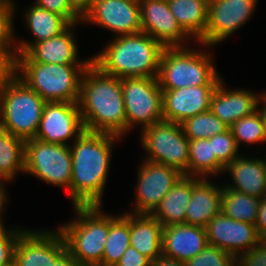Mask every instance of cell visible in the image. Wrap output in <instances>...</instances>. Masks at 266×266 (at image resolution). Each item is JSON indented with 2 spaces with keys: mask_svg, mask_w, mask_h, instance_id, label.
<instances>
[{
  "mask_svg": "<svg viewBox=\"0 0 266 266\" xmlns=\"http://www.w3.org/2000/svg\"><path fill=\"white\" fill-rule=\"evenodd\" d=\"M94 0H72L76 7L83 12Z\"/></svg>",
  "mask_w": 266,
  "mask_h": 266,
  "instance_id": "7dc6e473",
  "label": "cell"
},
{
  "mask_svg": "<svg viewBox=\"0 0 266 266\" xmlns=\"http://www.w3.org/2000/svg\"><path fill=\"white\" fill-rule=\"evenodd\" d=\"M139 5L142 32L164 48L183 47L182 41L191 38L178 24L167 0H143Z\"/></svg>",
  "mask_w": 266,
  "mask_h": 266,
  "instance_id": "e0dca14e",
  "label": "cell"
},
{
  "mask_svg": "<svg viewBox=\"0 0 266 266\" xmlns=\"http://www.w3.org/2000/svg\"><path fill=\"white\" fill-rule=\"evenodd\" d=\"M6 193H5V187L4 184L0 183V225L3 223L2 222V211H4V204L6 203Z\"/></svg>",
  "mask_w": 266,
  "mask_h": 266,
  "instance_id": "bcb514c9",
  "label": "cell"
},
{
  "mask_svg": "<svg viewBox=\"0 0 266 266\" xmlns=\"http://www.w3.org/2000/svg\"><path fill=\"white\" fill-rule=\"evenodd\" d=\"M45 103L16 77L0 92V126L24 141L34 139Z\"/></svg>",
  "mask_w": 266,
  "mask_h": 266,
  "instance_id": "52a82bcc",
  "label": "cell"
},
{
  "mask_svg": "<svg viewBox=\"0 0 266 266\" xmlns=\"http://www.w3.org/2000/svg\"><path fill=\"white\" fill-rule=\"evenodd\" d=\"M121 84L127 132L134 125H142L144 129L164 120L162 89L157 77L123 78Z\"/></svg>",
  "mask_w": 266,
  "mask_h": 266,
  "instance_id": "30bf717a",
  "label": "cell"
},
{
  "mask_svg": "<svg viewBox=\"0 0 266 266\" xmlns=\"http://www.w3.org/2000/svg\"><path fill=\"white\" fill-rule=\"evenodd\" d=\"M258 0H209L207 26L198 41L207 47L220 43L242 27Z\"/></svg>",
  "mask_w": 266,
  "mask_h": 266,
  "instance_id": "8fae6325",
  "label": "cell"
},
{
  "mask_svg": "<svg viewBox=\"0 0 266 266\" xmlns=\"http://www.w3.org/2000/svg\"><path fill=\"white\" fill-rule=\"evenodd\" d=\"M17 75L18 52L15 46H0V92L8 86Z\"/></svg>",
  "mask_w": 266,
  "mask_h": 266,
  "instance_id": "d590c367",
  "label": "cell"
},
{
  "mask_svg": "<svg viewBox=\"0 0 266 266\" xmlns=\"http://www.w3.org/2000/svg\"><path fill=\"white\" fill-rule=\"evenodd\" d=\"M22 231L17 227L7 230L3 223L0 225V266L13 261L15 245Z\"/></svg>",
  "mask_w": 266,
  "mask_h": 266,
  "instance_id": "f35d334b",
  "label": "cell"
},
{
  "mask_svg": "<svg viewBox=\"0 0 266 266\" xmlns=\"http://www.w3.org/2000/svg\"><path fill=\"white\" fill-rule=\"evenodd\" d=\"M85 131L78 102H46L35 138L43 142L67 145Z\"/></svg>",
  "mask_w": 266,
  "mask_h": 266,
  "instance_id": "4fadbf2b",
  "label": "cell"
},
{
  "mask_svg": "<svg viewBox=\"0 0 266 266\" xmlns=\"http://www.w3.org/2000/svg\"><path fill=\"white\" fill-rule=\"evenodd\" d=\"M205 231L208 244L228 252L235 259L261 241L255 225L231 219L222 211L210 220Z\"/></svg>",
  "mask_w": 266,
  "mask_h": 266,
  "instance_id": "2e32d148",
  "label": "cell"
},
{
  "mask_svg": "<svg viewBox=\"0 0 266 266\" xmlns=\"http://www.w3.org/2000/svg\"><path fill=\"white\" fill-rule=\"evenodd\" d=\"M217 85L210 99V111L228 127L239 119L253 114L259 104L260 95L246 90H226L225 84Z\"/></svg>",
  "mask_w": 266,
  "mask_h": 266,
  "instance_id": "ffe728a7",
  "label": "cell"
},
{
  "mask_svg": "<svg viewBox=\"0 0 266 266\" xmlns=\"http://www.w3.org/2000/svg\"><path fill=\"white\" fill-rule=\"evenodd\" d=\"M130 246V213L110 216L109 234L104 247L102 266H115Z\"/></svg>",
  "mask_w": 266,
  "mask_h": 266,
  "instance_id": "f1b7e54d",
  "label": "cell"
},
{
  "mask_svg": "<svg viewBox=\"0 0 266 266\" xmlns=\"http://www.w3.org/2000/svg\"><path fill=\"white\" fill-rule=\"evenodd\" d=\"M151 266H186L184 262L161 254L151 261Z\"/></svg>",
  "mask_w": 266,
  "mask_h": 266,
  "instance_id": "ee69618b",
  "label": "cell"
},
{
  "mask_svg": "<svg viewBox=\"0 0 266 266\" xmlns=\"http://www.w3.org/2000/svg\"><path fill=\"white\" fill-rule=\"evenodd\" d=\"M207 178L193 177V189L186 208L185 223L205 227L221 212L222 190Z\"/></svg>",
  "mask_w": 266,
  "mask_h": 266,
  "instance_id": "7402d4cb",
  "label": "cell"
},
{
  "mask_svg": "<svg viewBox=\"0 0 266 266\" xmlns=\"http://www.w3.org/2000/svg\"><path fill=\"white\" fill-rule=\"evenodd\" d=\"M51 266H84L66 250Z\"/></svg>",
  "mask_w": 266,
  "mask_h": 266,
  "instance_id": "7bdbcfd3",
  "label": "cell"
},
{
  "mask_svg": "<svg viewBox=\"0 0 266 266\" xmlns=\"http://www.w3.org/2000/svg\"><path fill=\"white\" fill-rule=\"evenodd\" d=\"M83 22L114 31L116 36L142 32L140 5L131 0H94L82 12Z\"/></svg>",
  "mask_w": 266,
  "mask_h": 266,
  "instance_id": "7c38bea8",
  "label": "cell"
},
{
  "mask_svg": "<svg viewBox=\"0 0 266 266\" xmlns=\"http://www.w3.org/2000/svg\"><path fill=\"white\" fill-rule=\"evenodd\" d=\"M115 266H151V261L129 246Z\"/></svg>",
  "mask_w": 266,
  "mask_h": 266,
  "instance_id": "60d3db41",
  "label": "cell"
},
{
  "mask_svg": "<svg viewBox=\"0 0 266 266\" xmlns=\"http://www.w3.org/2000/svg\"><path fill=\"white\" fill-rule=\"evenodd\" d=\"M162 231L163 226L151 214L130 213V246L150 261L162 254Z\"/></svg>",
  "mask_w": 266,
  "mask_h": 266,
  "instance_id": "cb8c5ba5",
  "label": "cell"
},
{
  "mask_svg": "<svg viewBox=\"0 0 266 266\" xmlns=\"http://www.w3.org/2000/svg\"><path fill=\"white\" fill-rule=\"evenodd\" d=\"M185 136L189 140L211 138L222 134L229 127L210 110L197 114L181 123Z\"/></svg>",
  "mask_w": 266,
  "mask_h": 266,
  "instance_id": "1f68e13d",
  "label": "cell"
},
{
  "mask_svg": "<svg viewBox=\"0 0 266 266\" xmlns=\"http://www.w3.org/2000/svg\"><path fill=\"white\" fill-rule=\"evenodd\" d=\"M209 140L212 143L213 153L225 167L240 156L238 154V146L230 129L222 134L212 136Z\"/></svg>",
  "mask_w": 266,
  "mask_h": 266,
  "instance_id": "e575fe53",
  "label": "cell"
},
{
  "mask_svg": "<svg viewBox=\"0 0 266 266\" xmlns=\"http://www.w3.org/2000/svg\"><path fill=\"white\" fill-rule=\"evenodd\" d=\"M5 266H18L14 261H12L11 263H9L8 265Z\"/></svg>",
  "mask_w": 266,
  "mask_h": 266,
  "instance_id": "c3c4849f",
  "label": "cell"
},
{
  "mask_svg": "<svg viewBox=\"0 0 266 266\" xmlns=\"http://www.w3.org/2000/svg\"><path fill=\"white\" fill-rule=\"evenodd\" d=\"M78 105L86 131L119 137L127 133L121 78L103 73L92 62L82 75Z\"/></svg>",
  "mask_w": 266,
  "mask_h": 266,
  "instance_id": "7a4b0ae2",
  "label": "cell"
},
{
  "mask_svg": "<svg viewBox=\"0 0 266 266\" xmlns=\"http://www.w3.org/2000/svg\"><path fill=\"white\" fill-rule=\"evenodd\" d=\"M24 168L25 141L0 126V183L13 180Z\"/></svg>",
  "mask_w": 266,
  "mask_h": 266,
  "instance_id": "83f0119b",
  "label": "cell"
},
{
  "mask_svg": "<svg viewBox=\"0 0 266 266\" xmlns=\"http://www.w3.org/2000/svg\"><path fill=\"white\" fill-rule=\"evenodd\" d=\"M224 170L225 166L213 153L209 138L189 140L188 176L207 178Z\"/></svg>",
  "mask_w": 266,
  "mask_h": 266,
  "instance_id": "f546056e",
  "label": "cell"
},
{
  "mask_svg": "<svg viewBox=\"0 0 266 266\" xmlns=\"http://www.w3.org/2000/svg\"><path fill=\"white\" fill-rule=\"evenodd\" d=\"M225 171L230 172L234 181L226 187L260 199L266 195V161L263 159L240 155L225 167Z\"/></svg>",
  "mask_w": 266,
  "mask_h": 266,
  "instance_id": "603a6c76",
  "label": "cell"
},
{
  "mask_svg": "<svg viewBox=\"0 0 266 266\" xmlns=\"http://www.w3.org/2000/svg\"><path fill=\"white\" fill-rule=\"evenodd\" d=\"M209 0H173L168 1L170 10L180 27L199 41L207 26Z\"/></svg>",
  "mask_w": 266,
  "mask_h": 266,
  "instance_id": "4316f807",
  "label": "cell"
},
{
  "mask_svg": "<svg viewBox=\"0 0 266 266\" xmlns=\"http://www.w3.org/2000/svg\"><path fill=\"white\" fill-rule=\"evenodd\" d=\"M217 85H201L162 90L163 119L178 124L210 110V99Z\"/></svg>",
  "mask_w": 266,
  "mask_h": 266,
  "instance_id": "ac0fdd59",
  "label": "cell"
},
{
  "mask_svg": "<svg viewBox=\"0 0 266 266\" xmlns=\"http://www.w3.org/2000/svg\"><path fill=\"white\" fill-rule=\"evenodd\" d=\"M255 227L260 239L266 240V195L261 198L258 218Z\"/></svg>",
  "mask_w": 266,
  "mask_h": 266,
  "instance_id": "b9f144b4",
  "label": "cell"
},
{
  "mask_svg": "<svg viewBox=\"0 0 266 266\" xmlns=\"http://www.w3.org/2000/svg\"><path fill=\"white\" fill-rule=\"evenodd\" d=\"M185 264L186 266H236V259L217 246L208 244L203 251Z\"/></svg>",
  "mask_w": 266,
  "mask_h": 266,
  "instance_id": "836d02e7",
  "label": "cell"
},
{
  "mask_svg": "<svg viewBox=\"0 0 266 266\" xmlns=\"http://www.w3.org/2000/svg\"><path fill=\"white\" fill-rule=\"evenodd\" d=\"M89 65L33 62L18 54L17 77L45 102H78L82 75Z\"/></svg>",
  "mask_w": 266,
  "mask_h": 266,
  "instance_id": "277c9868",
  "label": "cell"
},
{
  "mask_svg": "<svg viewBox=\"0 0 266 266\" xmlns=\"http://www.w3.org/2000/svg\"><path fill=\"white\" fill-rule=\"evenodd\" d=\"M209 53L187 47H165L162 51L157 80L162 90L201 85H218L221 77Z\"/></svg>",
  "mask_w": 266,
  "mask_h": 266,
  "instance_id": "8992f818",
  "label": "cell"
},
{
  "mask_svg": "<svg viewBox=\"0 0 266 266\" xmlns=\"http://www.w3.org/2000/svg\"><path fill=\"white\" fill-rule=\"evenodd\" d=\"M119 136L84 131L74 137L72 156L71 199L74 206L101 205L110 169L114 142Z\"/></svg>",
  "mask_w": 266,
  "mask_h": 266,
  "instance_id": "6da1fadb",
  "label": "cell"
},
{
  "mask_svg": "<svg viewBox=\"0 0 266 266\" xmlns=\"http://www.w3.org/2000/svg\"><path fill=\"white\" fill-rule=\"evenodd\" d=\"M208 245L205 227L181 223L163 227L162 254L186 263Z\"/></svg>",
  "mask_w": 266,
  "mask_h": 266,
  "instance_id": "d6986e66",
  "label": "cell"
},
{
  "mask_svg": "<svg viewBox=\"0 0 266 266\" xmlns=\"http://www.w3.org/2000/svg\"><path fill=\"white\" fill-rule=\"evenodd\" d=\"M236 266H266V240H261L252 250L241 253Z\"/></svg>",
  "mask_w": 266,
  "mask_h": 266,
  "instance_id": "ab89813d",
  "label": "cell"
},
{
  "mask_svg": "<svg viewBox=\"0 0 266 266\" xmlns=\"http://www.w3.org/2000/svg\"><path fill=\"white\" fill-rule=\"evenodd\" d=\"M222 189L221 211L231 219L255 225L261 199L228 187Z\"/></svg>",
  "mask_w": 266,
  "mask_h": 266,
  "instance_id": "4dcf8cb0",
  "label": "cell"
},
{
  "mask_svg": "<svg viewBox=\"0 0 266 266\" xmlns=\"http://www.w3.org/2000/svg\"><path fill=\"white\" fill-rule=\"evenodd\" d=\"M24 172L48 184L67 188L71 196L70 145L47 143L36 138L25 141Z\"/></svg>",
  "mask_w": 266,
  "mask_h": 266,
  "instance_id": "9c48e42d",
  "label": "cell"
},
{
  "mask_svg": "<svg viewBox=\"0 0 266 266\" xmlns=\"http://www.w3.org/2000/svg\"><path fill=\"white\" fill-rule=\"evenodd\" d=\"M77 219L59 228L67 250L84 266H102L109 234V214L100 205L74 206Z\"/></svg>",
  "mask_w": 266,
  "mask_h": 266,
  "instance_id": "5b68a950",
  "label": "cell"
},
{
  "mask_svg": "<svg viewBox=\"0 0 266 266\" xmlns=\"http://www.w3.org/2000/svg\"><path fill=\"white\" fill-rule=\"evenodd\" d=\"M192 189L193 177L183 175L151 215L163 227L185 223L186 208L192 196Z\"/></svg>",
  "mask_w": 266,
  "mask_h": 266,
  "instance_id": "484cf974",
  "label": "cell"
},
{
  "mask_svg": "<svg viewBox=\"0 0 266 266\" xmlns=\"http://www.w3.org/2000/svg\"><path fill=\"white\" fill-rule=\"evenodd\" d=\"M141 143L146 160L178 169L188 176L189 139L185 136L181 124L160 121L141 130Z\"/></svg>",
  "mask_w": 266,
  "mask_h": 266,
  "instance_id": "ba28073f",
  "label": "cell"
},
{
  "mask_svg": "<svg viewBox=\"0 0 266 266\" xmlns=\"http://www.w3.org/2000/svg\"><path fill=\"white\" fill-rule=\"evenodd\" d=\"M229 129L232 132L238 148L240 143L242 144L243 142L251 145L255 142H266L265 128L257 111L239 119L233 123Z\"/></svg>",
  "mask_w": 266,
  "mask_h": 266,
  "instance_id": "d6a6232c",
  "label": "cell"
},
{
  "mask_svg": "<svg viewBox=\"0 0 266 266\" xmlns=\"http://www.w3.org/2000/svg\"><path fill=\"white\" fill-rule=\"evenodd\" d=\"M67 250L60 230H23L14 249L13 261L18 266H51Z\"/></svg>",
  "mask_w": 266,
  "mask_h": 266,
  "instance_id": "9a60e30c",
  "label": "cell"
},
{
  "mask_svg": "<svg viewBox=\"0 0 266 266\" xmlns=\"http://www.w3.org/2000/svg\"><path fill=\"white\" fill-rule=\"evenodd\" d=\"M164 47L145 32L115 36L92 63L117 78L157 77Z\"/></svg>",
  "mask_w": 266,
  "mask_h": 266,
  "instance_id": "3957f363",
  "label": "cell"
},
{
  "mask_svg": "<svg viewBox=\"0 0 266 266\" xmlns=\"http://www.w3.org/2000/svg\"><path fill=\"white\" fill-rule=\"evenodd\" d=\"M15 5L12 0H0V46H14L13 14Z\"/></svg>",
  "mask_w": 266,
  "mask_h": 266,
  "instance_id": "74e56055",
  "label": "cell"
},
{
  "mask_svg": "<svg viewBox=\"0 0 266 266\" xmlns=\"http://www.w3.org/2000/svg\"><path fill=\"white\" fill-rule=\"evenodd\" d=\"M259 103L263 102V108L256 110L257 113L259 114L261 121L263 122L264 128H265V132H266V93L260 96L259 98Z\"/></svg>",
  "mask_w": 266,
  "mask_h": 266,
  "instance_id": "f6af8a7d",
  "label": "cell"
},
{
  "mask_svg": "<svg viewBox=\"0 0 266 266\" xmlns=\"http://www.w3.org/2000/svg\"><path fill=\"white\" fill-rule=\"evenodd\" d=\"M131 1H134V2H136V3H141L143 0H131Z\"/></svg>",
  "mask_w": 266,
  "mask_h": 266,
  "instance_id": "681fc988",
  "label": "cell"
},
{
  "mask_svg": "<svg viewBox=\"0 0 266 266\" xmlns=\"http://www.w3.org/2000/svg\"><path fill=\"white\" fill-rule=\"evenodd\" d=\"M35 5L63 16L70 24L82 21V12L72 0H35Z\"/></svg>",
  "mask_w": 266,
  "mask_h": 266,
  "instance_id": "8d00e7d4",
  "label": "cell"
},
{
  "mask_svg": "<svg viewBox=\"0 0 266 266\" xmlns=\"http://www.w3.org/2000/svg\"><path fill=\"white\" fill-rule=\"evenodd\" d=\"M138 171L135 214H151L183 174L176 168L145 159Z\"/></svg>",
  "mask_w": 266,
  "mask_h": 266,
  "instance_id": "5bb4252c",
  "label": "cell"
},
{
  "mask_svg": "<svg viewBox=\"0 0 266 266\" xmlns=\"http://www.w3.org/2000/svg\"><path fill=\"white\" fill-rule=\"evenodd\" d=\"M25 18L26 26L34 36V42L15 41L14 46L18 54H25L35 43L60 34L70 25L63 16L35 4L27 10Z\"/></svg>",
  "mask_w": 266,
  "mask_h": 266,
  "instance_id": "d4e9b609",
  "label": "cell"
},
{
  "mask_svg": "<svg viewBox=\"0 0 266 266\" xmlns=\"http://www.w3.org/2000/svg\"><path fill=\"white\" fill-rule=\"evenodd\" d=\"M78 23L70 24L63 32L47 40L35 43L25 54L33 61L50 64H90L92 58L81 61L78 46L71 31Z\"/></svg>",
  "mask_w": 266,
  "mask_h": 266,
  "instance_id": "44dd1931",
  "label": "cell"
}]
</instances>
